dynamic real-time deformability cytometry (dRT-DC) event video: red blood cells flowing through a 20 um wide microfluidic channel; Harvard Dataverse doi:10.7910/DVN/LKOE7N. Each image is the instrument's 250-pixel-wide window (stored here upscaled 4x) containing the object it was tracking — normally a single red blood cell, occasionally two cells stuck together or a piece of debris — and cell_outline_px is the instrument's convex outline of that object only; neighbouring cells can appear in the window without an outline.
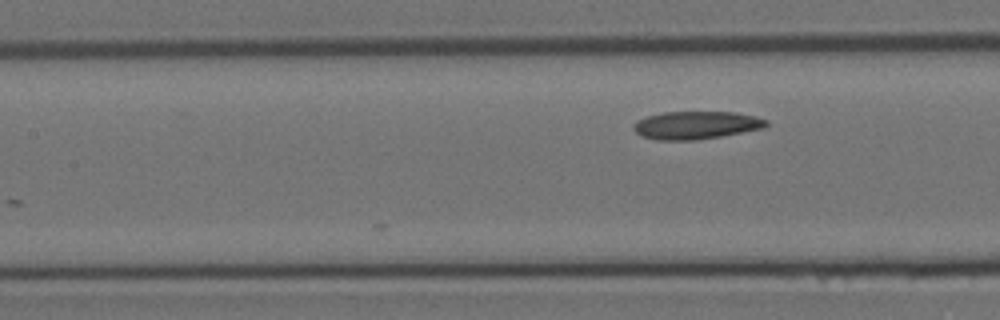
{"species": "Egyptian fruit bat (a non-hibernating species)", "species_latin": "Rousettus aegyptiacus", "temperature_condition": "room temperature", "stored_images_in_passage": 7, "camera_frame_rate_fps": 3000, "um_per_image_px": 0.085, "animal": {"sex": "female"}, "frame": {"image": 1, "passage_image": 7, "time_ms": 2.0, "image_size_px": [1000, 320], "cell_outline_px": [[768, 124], [764, 128], [720, 136], [696, 140], [656, 140], [640, 136], [632, 128], [632, 124], [636, 120], [648, 116], [664, 112], [736, 112], [756, 116], [768, 120]], "centroid_in_image_um": [59.14, 10.64], "position_along_channel_um": 148.3, "area_um2": 21.68}}